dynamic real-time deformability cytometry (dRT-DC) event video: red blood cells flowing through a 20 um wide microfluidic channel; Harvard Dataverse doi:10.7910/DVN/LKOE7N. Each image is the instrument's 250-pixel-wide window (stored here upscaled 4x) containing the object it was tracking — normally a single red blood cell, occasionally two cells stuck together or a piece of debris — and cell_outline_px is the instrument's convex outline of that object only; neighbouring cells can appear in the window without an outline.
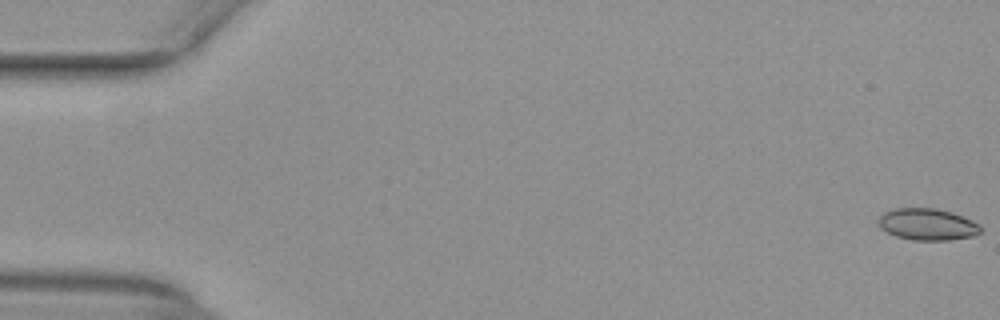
{"species": "common noctule bat (a hibernating species)", "species_latin": "Nyctalus noctula", "temperature_condition": "warm", "stored_images_in_passage": 49, "camera_frame_rate_fps": 3000, "um_per_image_px": 0.085, "animal": {"sex": "female", "body_mass_g": 29.2, "forearm_length_mm": 56.3}, "frame": {"image": 1, "passage_image": 1, "time_ms": 0.0, "image_size_px": [1000, 320], "cell_outline_px": [[980, 232], [976, 236], [948, 240], [912, 240], [896, 236], [880, 228], [876, 220], [884, 212], [896, 208], [936, 208], [952, 212], [972, 220], [980, 224]], "centroid_in_image_um": [78.83, 19.07], "position_along_channel_um": 6.2, "area_um2": 19.02}}
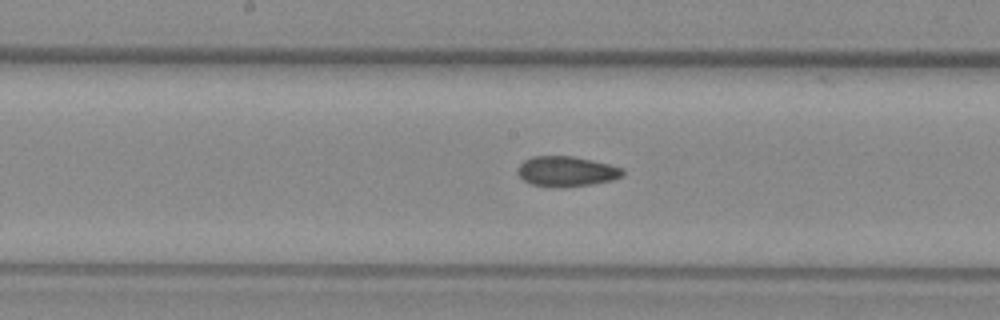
{"frame": {"image": 2, "passage_image": 28, "time_ms": 9.0, "image_size_px": [1000, 320], "cell_outline_px": [[624, 176], [612, 180], [592, 184], [560, 188], [552, 188], [532, 184], [524, 180], [516, 172], [520, 164], [524, 160], [532, 156], [572, 156], [592, 160], [624, 168]], "centroid_in_image_um": [48.15, 14.58], "position_along_channel_um": 200.0, "area_um2": 18.67}}
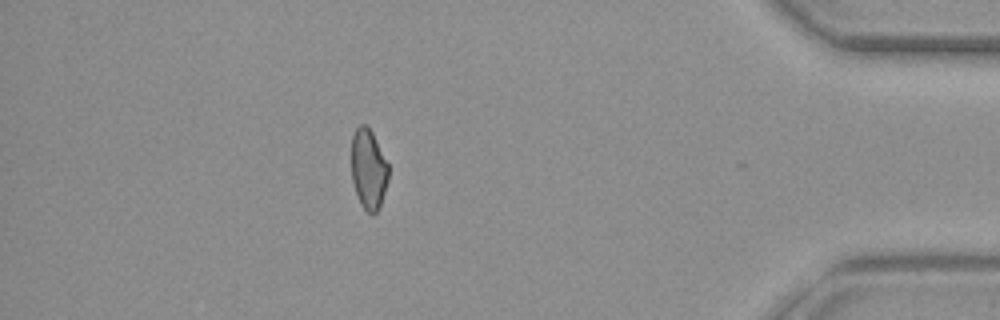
{"frame": {"image": 3, "passage_image": 47, "time_ms": 15.333, "image_size_px": [1000, 320], "cell_outline_px": [[388, 180], [380, 208], [372, 216], [360, 204], [356, 196], [352, 180], [352, 136], [356, 128], [360, 124], [364, 124], [372, 132], [388, 164]], "centroid_in_image_um": [31.32, 14.42], "position_along_channel_um": 403.9, "area_um2": 17.34}, "authors_computed_cell_mechanics": {"area_um2": 18.6694, "velocity_mm_per_s": 3.9733, "shape_relaxation_time_tau1_ms": null, "shape_relaxation_time_tau2_ms": 4.2811, "deformation_change_tau1": null, "deformation_change_tau2": 0.0884}}